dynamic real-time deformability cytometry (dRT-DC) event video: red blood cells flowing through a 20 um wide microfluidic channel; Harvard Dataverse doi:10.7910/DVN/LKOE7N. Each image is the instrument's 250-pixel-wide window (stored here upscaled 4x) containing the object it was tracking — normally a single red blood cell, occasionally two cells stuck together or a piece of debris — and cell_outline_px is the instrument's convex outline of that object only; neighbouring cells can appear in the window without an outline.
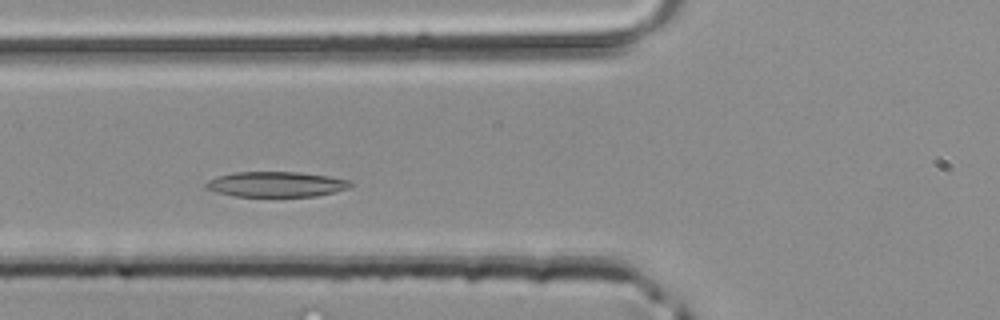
{"species": "common noctule bat (a hibernating species)", "species_latin": "Nyctalus noctula", "temperature_condition": "room temperature", "stored_images_in_passage": 33, "camera_frame_rate_fps": 3000, "um_per_image_px": 0.085, "animal": {"sex": "male", "body_mass_g": 20.4}, "frame": {"image": 1, "passage_image": 4, "time_ms": 1.0, "image_size_px": [1000, 320], "cell_outline_px": [[352, 184], [348, 188], [336, 192], [316, 196], [232, 196], [216, 192], [204, 188], [204, 184], [208, 180], [216, 176], [232, 172], [300, 172], [328, 176], [352, 180]], "centroid_in_image_um": [23.45, 15.66], "position_along_channel_um": 102.4, "area_um2": 21.5}}
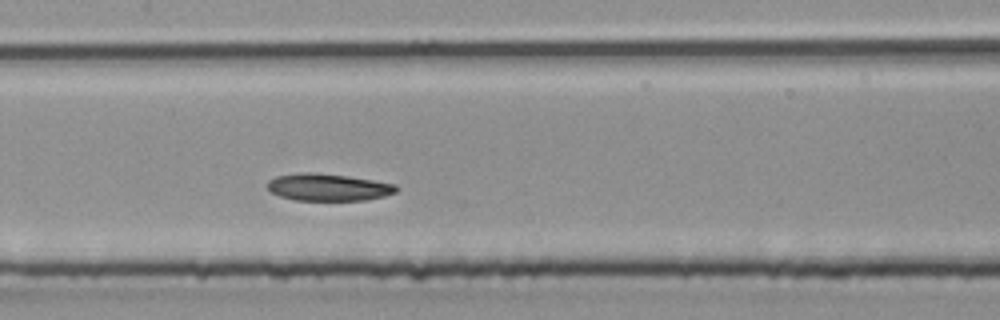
{"frame": {"image": 2, "passage_image": 9, "time_ms": 2.667, "image_size_px": [1000, 320], "cell_outline_px": [[400, 188], [396, 192], [384, 196], [364, 200], [292, 200], [268, 192], [268, 180], [276, 176], [300, 172], [312, 172], [348, 176], [396, 184]], "centroid_in_image_um": [27.87, 15.91], "position_along_channel_um": 179.5, "area_um2": 20.52}}
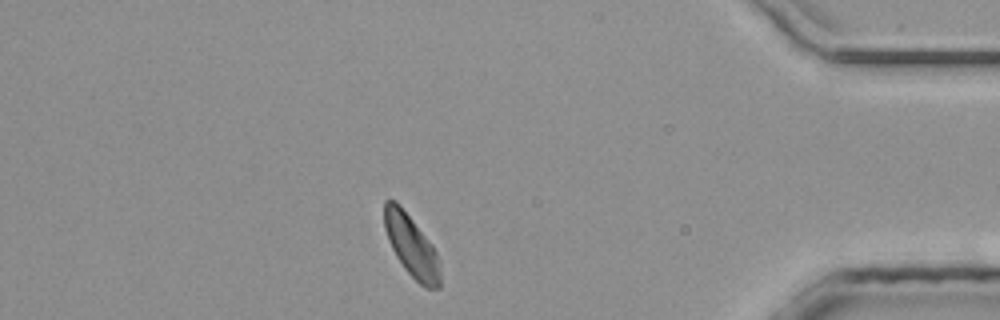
{"frame": {"image": 3, "passage_image": 26, "time_ms": 8.333, "image_size_px": [1000, 320], "cell_outline_px": [[440, 288], [424, 288], [404, 268], [396, 256], [388, 240], [384, 228], [384, 200], [392, 200], [412, 220], [432, 244], [440, 260]], "centroid_in_image_um": [34.99, 20.96], "position_along_channel_um": 400.2, "area_um2": 19.71}}